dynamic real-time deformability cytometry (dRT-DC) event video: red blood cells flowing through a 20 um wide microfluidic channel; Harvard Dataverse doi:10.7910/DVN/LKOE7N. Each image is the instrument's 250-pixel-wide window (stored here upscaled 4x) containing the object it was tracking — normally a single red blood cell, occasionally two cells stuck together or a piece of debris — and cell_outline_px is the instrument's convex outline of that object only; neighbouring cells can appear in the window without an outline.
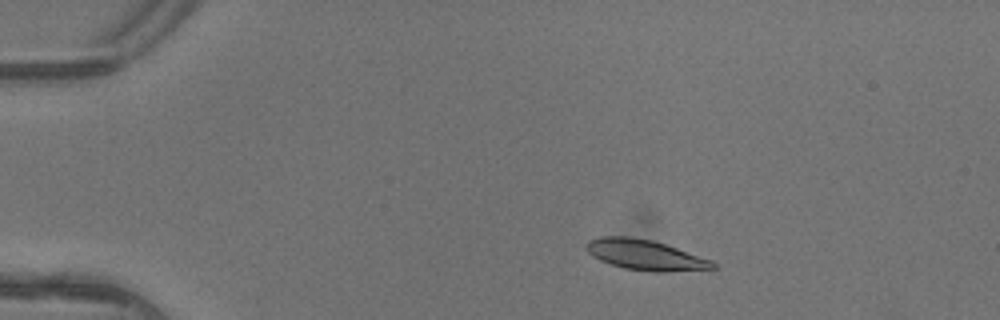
{"species": "common noctule bat (a hibernating species)", "species_latin": "Nyctalus noctula", "temperature_condition": "warm", "stored_images_in_passage": 5, "camera_frame_rate_fps": 3000, "um_per_image_px": 0.085, "animal": {"sex": "female"}, "frame": {"image": 1, "passage_image": 3, "time_ms": 0.667, "image_size_px": [1000, 320], "cell_outline_px": [[716, 268], [668, 272], [652, 272], [624, 268], [600, 260], [592, 256], [584, 248], [584, 244], [588, 240], [600, 236], [628, 236], [652, 240], [712, 260], [716, 264]], "centroid_in_image_um": [54.8, 21.66], "position_along_channel_um": 30.2, "area_um2": 22.37}}